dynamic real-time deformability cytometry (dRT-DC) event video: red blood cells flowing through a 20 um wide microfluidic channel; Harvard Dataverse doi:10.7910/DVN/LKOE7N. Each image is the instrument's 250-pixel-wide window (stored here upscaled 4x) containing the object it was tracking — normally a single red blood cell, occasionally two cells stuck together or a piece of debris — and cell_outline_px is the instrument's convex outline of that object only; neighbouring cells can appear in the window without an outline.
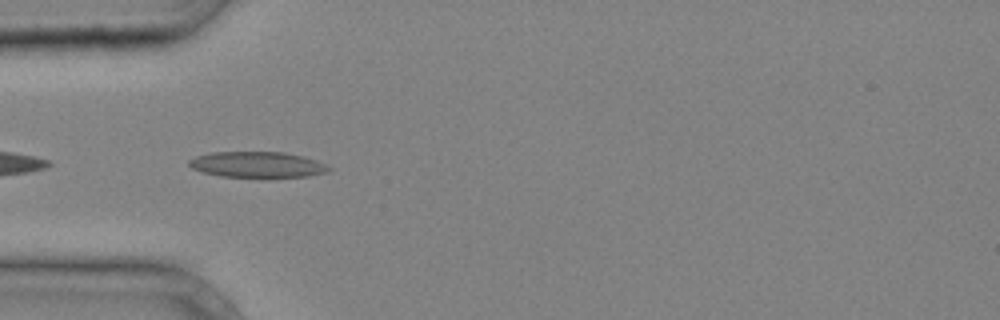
{"species": "common noctule bat (a hibernating species)", "species_latin": "Nyctalus noctula", "temperature_condition": "cold", "stored_images_in_passage": 38, "camera_frame_rate_fps": 3000, "um_per_image_px": 0.085, "animal": {"sex": "male", "body_mass_g": 20.4}, "frame": {"image": 1, "passage_image": 11, "time_ms": 3.333, "image_size_px": [1000, 320], "cell_outline_px": [[332, 168], [328, 172], [308, 176], [220, 176], [204, 172], [192, 168], [188, 164], [188, 160], [196, 156], [212, 152], [284, 152], [304, 156], [316, 160]], "centroid_in_image_um": [21.87, 13.97], "position_along_channel_um": 63.1, "area_um2": 20.69}}
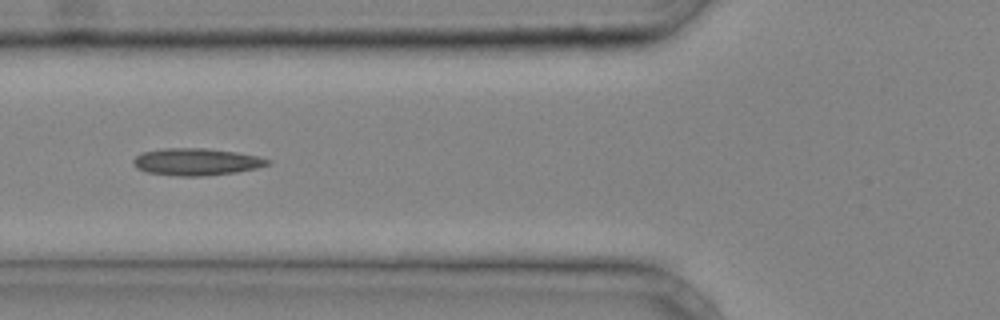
{"frame": {"image": 2, "passage_image": 14, "time_ms": 4.333, "image_size_px": [1000, 320], "cell_outline_px": [[272, 164], [256, 168], [236, 172], [200, 176], [176, 176], [148, 172], [136, 168], [132, 164], [132, 160], [136, 156], [144, 152], [164, 148], [204, 148], [236, 152], [256, 156], [272, 160]], "centroid_in_image_um": [16.69, 13.75], "position_along_channel_um": 109.1, "area_um2": 21.15}}
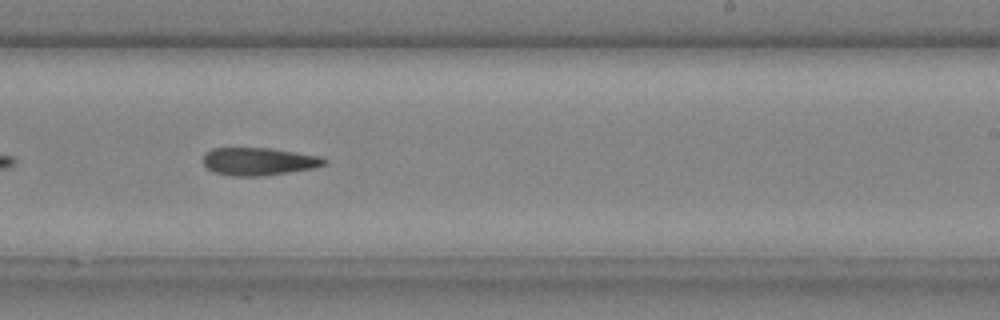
{"frame": {"image": 3, "passage_image": 24, "time_ms": 7.667, "image_size_px": [1000, 320], "cell_outline_px": [[328, 164], [316, 168], [264, 176], [232, 176], [212, 172], [204, 164], [204, 152], [212, 148], [272, 148], [296, 152], [316, 156], [328, 160]], "centroid_in_image_um": [22.0, 13.73], "position_along_channel_um": 267.0, "area_um2": 19.77}}